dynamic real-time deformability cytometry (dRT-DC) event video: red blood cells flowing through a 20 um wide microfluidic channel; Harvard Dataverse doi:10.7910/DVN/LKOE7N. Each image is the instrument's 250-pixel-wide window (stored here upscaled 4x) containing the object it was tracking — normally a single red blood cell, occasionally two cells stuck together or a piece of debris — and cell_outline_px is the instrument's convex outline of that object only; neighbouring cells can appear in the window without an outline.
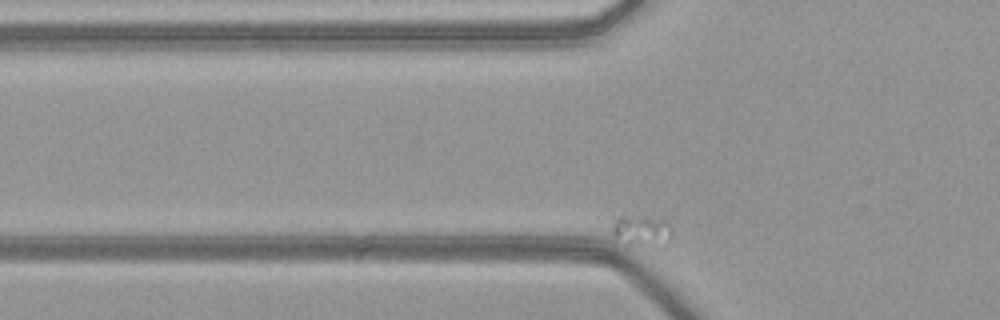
{"species": "common noctule bat (a hibernating species)", "species_latin": "Nyctalus noctula", "temperature_condition": "warm", "stored_images_in_passage": 3, "camera_frame_rate_fps": 3000, "um_per_image_px": 0.085, "animal": {"sex": "female", "body_mass_g": 21.9}, "frame": {"image": 1, "passage_image": 2, "time_ms": 0.333, "image_size_px": [1000, 320], "cell_outline_px": [[672, 236], [668, 244], [664, 248], [656, 248], [616, 236], [612, 228], [616, 220], [620, 216], [624, 216], [664, 220], [668, 224], [672, 232]], "centroid_in_image_um": [54.71, 19.63], "position_along_channel_um": 71.1, "area_um2": 10.0}}